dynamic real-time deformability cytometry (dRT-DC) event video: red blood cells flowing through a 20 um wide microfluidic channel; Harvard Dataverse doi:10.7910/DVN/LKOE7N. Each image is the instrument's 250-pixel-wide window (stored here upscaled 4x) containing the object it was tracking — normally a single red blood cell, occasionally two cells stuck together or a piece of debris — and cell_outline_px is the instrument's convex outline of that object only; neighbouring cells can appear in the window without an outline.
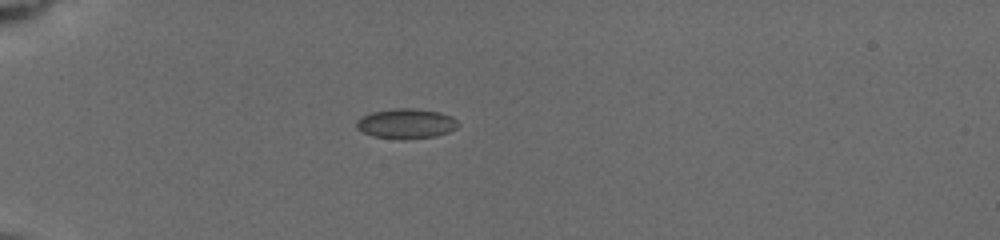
{"species": "common noctule bat (a hibernating species)", "species_latin": "Nyctalus noctula", "temperature_condition": "cold", "stored_images_in_passage": 37, "camera_frame_rate_fps": 3000, "um_per_image_px": 0.085, "animal": {"sex": "female", "body_mass_g": 19.5, "forearm_length_mm": 54.1}, "frame": {"image": 1, "passage_image": 1, "time_ms": 0.0, "image_size_px": [1000, 240], "cell_outline_px": [[460, 124], [456, 128], [448, 132], [436, 136], [404, 140], [372, 136], [356, 128], [356, 120], [360, 116], [372, 112], [392, 108], [412, 108], [440, 112], [452, 116]], "centroid_in_image_um": [34.51, 10.5], "position_along_channel_um": 50.5, "area_um2": 17.98}}
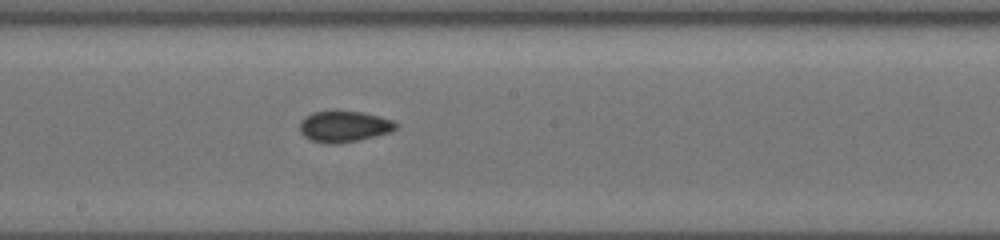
{"frame": {"image": 2, "passage_image": 16, "time_ms": 5.0, "image_size_px": [1000, 240], "cell_outline_px": [[400, 124], [392, 132], [356, 140], [336, 144], [328, 144], [312, 140], [304, 136], [300, 132], [300, 120], [304, 116], [312, 112], [360, 112], [392, 120]], "centroid_in_image_um": [29.23, 10.76], "position_along_channel_um": 219.0, "area_um2": 17.17}}
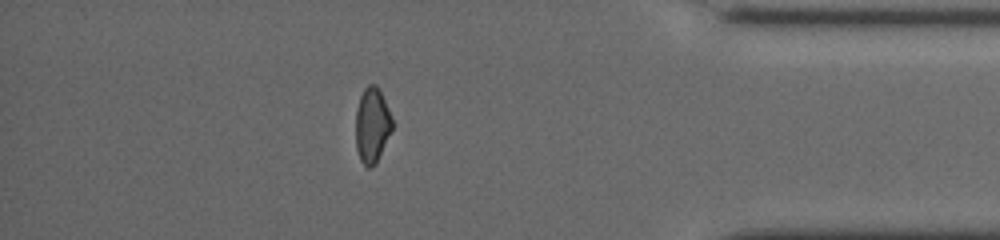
{"frame": {"image": 3, "passage_image": 32, "time_ms": 10.333, "image_size_px": [1000, 240], "cell_outline_px": [[392, 128], [372, 168], [368, 168], [360, 160], [356, 148], [356, 108], [360, 96], [364, 88], [368, 84], [376, 84], [380, 88], [392, 120]], "centroid_in_image_um": [31.6, 10.58], "position_along_channel_um": 403.6, "area_um2": 15.72}, "authors_computed_cell_mechanics": {"area_um2": 16.9354, "velocity_mm_per_s": 3.9533, "shape_relaxation_time_tau1_ms": null, "shape_relaxation_time_tau2_ms": 1.3173, "deformation_change_tau1": null, "deformation_change_tau2": 0.0532}}